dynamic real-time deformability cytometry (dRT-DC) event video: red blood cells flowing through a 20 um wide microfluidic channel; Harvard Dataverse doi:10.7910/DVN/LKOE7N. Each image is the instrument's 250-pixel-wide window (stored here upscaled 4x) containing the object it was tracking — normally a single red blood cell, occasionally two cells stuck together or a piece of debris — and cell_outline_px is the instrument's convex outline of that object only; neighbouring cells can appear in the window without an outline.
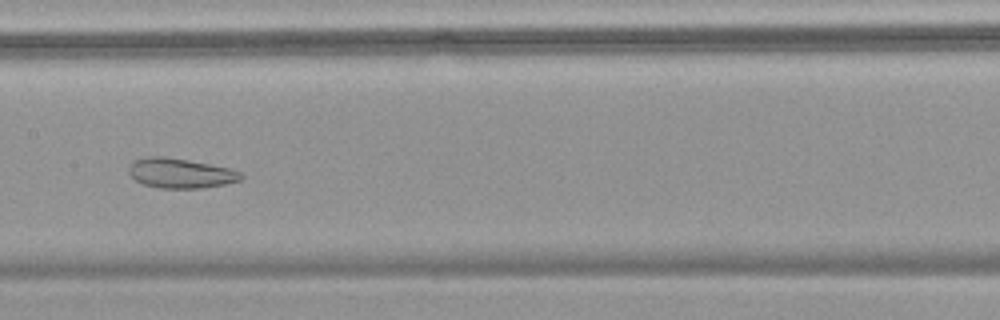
{"species": "common noctule bat (a hibernating species)", "species_latin": "Nyctalus noctula", "temperature_condition": "warm", "stored_images_in_passage": 53, "camera_frame_rate_fps": 3000, "um_per_image_px": 0.085, "animal": {"sex": "female", "body_mass_g": 18.4}, "frame": {"image": 1, "passage_image": 28, "time_ms": 9.0, "image_size_px": [1000, 320], "cell_outline_px": [[244, 176], [240, 180], [224, 184], [204, 188], [160, 188], [144, 184], [136, 180], [128, 172], [128, 168], [136, 160], [148, 156], [164, 156], [188, 160], [228, 168], [240, 172]], "centroid_in_image_um": [15.34, 14.72], "position_along_channel_um": 192.1, "area_um2": 19.25}}
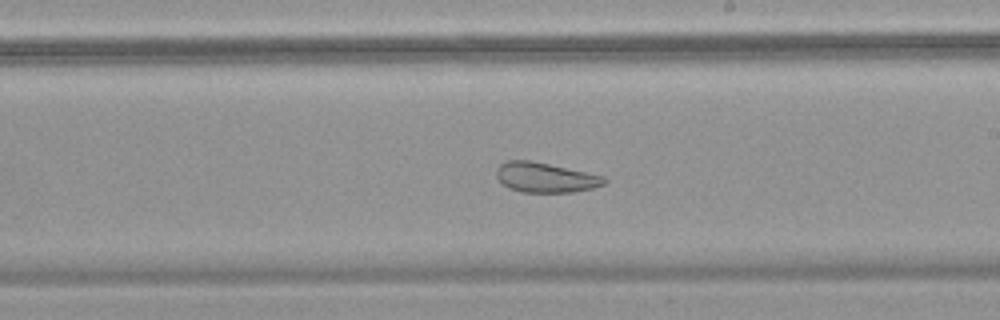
{"frame": {"image": 2, "passage_image": 32, "time_ms": 10.333, "image_size_px": [1000, 320], "cell_outline_px": [[608, 180], [604, 184], [592, 188], [572, 192], [520, 192], [508, 188], [496, 176], [496, 168], [500, 164], [508, 160], [528, 160], [548, 164], [604, 176]], "centroid_in_image_um": [46.34, 15.09], "position_along_channel_um": 242.7, "area_um2": 18.61}}
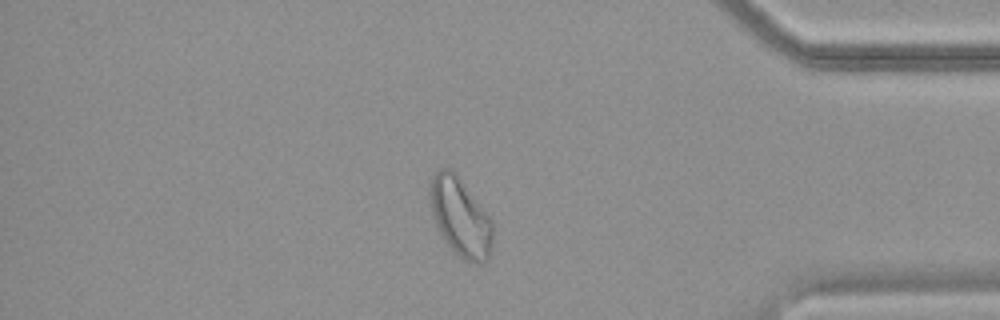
{"frame": {"image": 3, "passage_image": 46, "time_ms": 15.0, "image_size_px": [1000, 320], "cell_outline_px": [[492, 248], [488, 260], [480, 264], [472, 264], [464, 260], [444, 240], [432, 216], [428, 196], [428, 184], [432, 176], [440, 168], [452, 168], [456, 172], [492, 220]], "centroid_in_image_um": [39.11, 18.43], "position_along_channel_um": 396.1, "area_um2": 29.13}}